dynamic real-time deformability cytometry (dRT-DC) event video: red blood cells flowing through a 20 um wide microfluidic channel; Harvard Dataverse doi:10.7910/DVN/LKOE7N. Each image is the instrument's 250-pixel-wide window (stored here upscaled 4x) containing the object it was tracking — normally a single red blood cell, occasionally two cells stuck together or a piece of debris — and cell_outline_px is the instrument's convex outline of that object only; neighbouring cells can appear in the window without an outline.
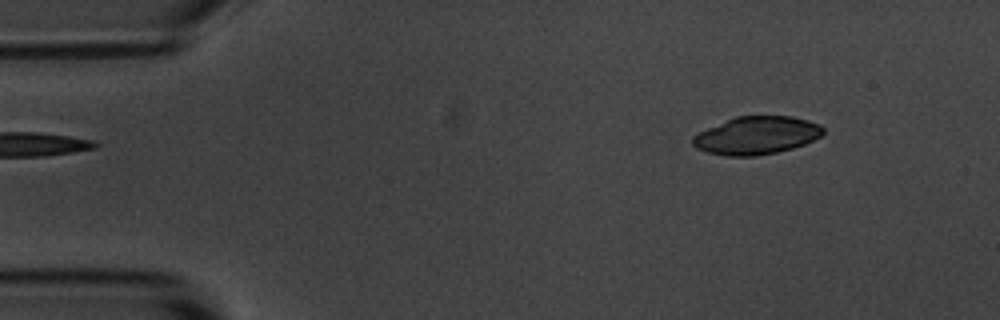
{"species": "common noctule bat (a hibernating species)", "species_latin": "Nyctalus noctula", "temperature_condition": "room temperature", "stored_images_in_passage": 3, "segment_of_instrument_passage": [2, 2], "camera_frame_rate_fps": 3000, "um_per_image_px": 0.085, "animal": {"sex": "male", "body_mass_g": 20.1, "forearm_length_mm": 53.5}, "frame": {"image": 1, "passage_image": 3, "time_ms": 2.333, "image_size_px": [1000, 320], "cell_outline_px": [[824, 132], [820, 136], [804, 144], [792, 148], [776, 152], [756, 156], [724, 156], [708, 152], [696, 148], [692, 144], [692, 136], [708, 128], [736, 116], [792, 116], [808, 120], [820, 124], [824, 128]], "centroid_in_image_um": [64.31, 11.51], "position_along_channel_um": 20.7, "area_um2": 28.67}}